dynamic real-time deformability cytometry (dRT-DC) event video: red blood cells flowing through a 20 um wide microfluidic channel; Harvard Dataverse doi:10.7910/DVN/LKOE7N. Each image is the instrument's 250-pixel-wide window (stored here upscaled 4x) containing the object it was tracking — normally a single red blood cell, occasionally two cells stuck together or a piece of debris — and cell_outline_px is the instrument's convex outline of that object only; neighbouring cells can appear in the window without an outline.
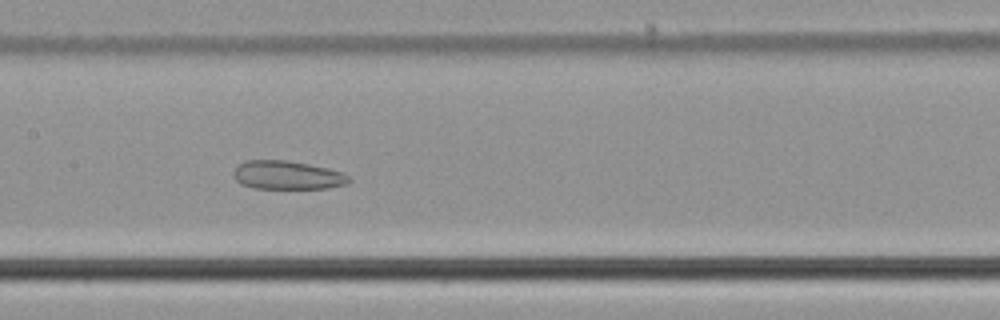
{"species": "common noctule bat (a hibernating species)", "species_latin": "Nyctalus noctula", "temperature_condition": "cold", "stored_images_in_passage": 47, "camera_frame_rate_fps": 3000, "um_per_image_px": 0.085, "animal": {"sex": "male", "body_mass_g": 21.5, "forearm_length_mm": 52.0}, "frame": {"image": 1, "passage_image": 19, "time_ms": 6.0, "image_size_px": [1000, 320], "cell_outline_px": [[352, 180], [348, 184], [324, 188], [256, 188], [240, 184], [232, 176], [232, 172], [240, 164], [248, 160], [288, 160], [328, 168], [344, 172]], "centroid_in_image_um": [24.43, 14.88], "position_along_channel_um": 183.0, "area_um2": 19.25}}
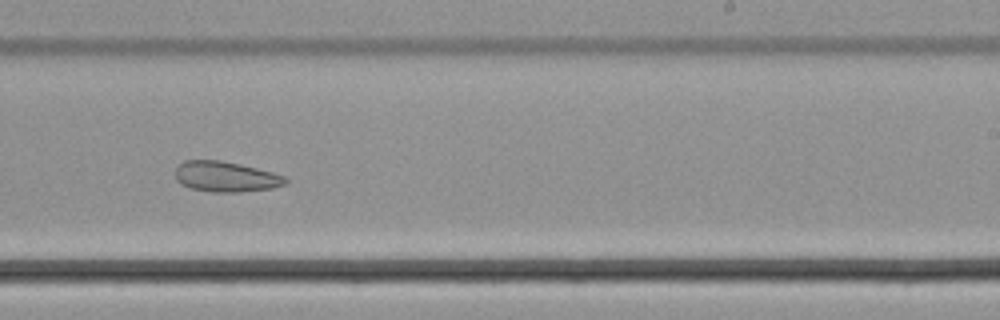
{"frame": {"image": 2, "passage_image": 26, "time_ms": 8.333, "image_size_px": [1000, 320], "cell_outline_px": [[288, 184], [272, 188], [240, 192], [212, 192], [192, 188], [180, 184], [176, 180], [176, 168], [184, 160], [220, 160], [240, 164], [272, 172], [284, 176], [288, 180]], "centroid_in_image_um": [19.2, 15.02], "position_along_channel_um": 269.8, "area_um2": 19.54}}
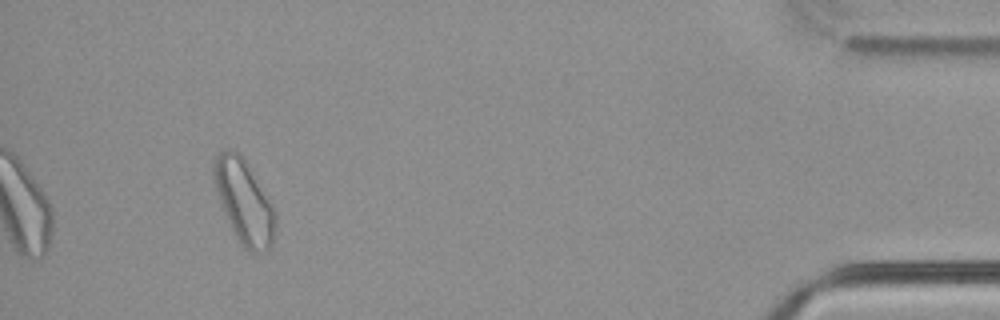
{"frame": {"image": 3, "passage_image": 43, "time_ms": 14.0, "image_size_px": [1000, 320], "cell_outline_px": [[276, 232], [272, 244], [268, 248], [256, 252], [248, 252], [240, 244], [224, 212], [212, 180], [212, 160], [220, 152], [228, 148], [240, 152], [272, 204], [276, 212]], "centroid_in_image_um": [20.73, 17.11], "position_along_channel_um": 414.5, "area_um2": 30.06}, "authors_computed_cell_mechanics": {"area_um2": 23.7558, "velocity_mm_per_s": 3.7307, "shape_relaxation_time_tau1_ms": null, "shape_relaxation_time_tau2_ms": 2.4559, "deformation_change_tau1": null, "deformation_change_tau2": 0.0884}}